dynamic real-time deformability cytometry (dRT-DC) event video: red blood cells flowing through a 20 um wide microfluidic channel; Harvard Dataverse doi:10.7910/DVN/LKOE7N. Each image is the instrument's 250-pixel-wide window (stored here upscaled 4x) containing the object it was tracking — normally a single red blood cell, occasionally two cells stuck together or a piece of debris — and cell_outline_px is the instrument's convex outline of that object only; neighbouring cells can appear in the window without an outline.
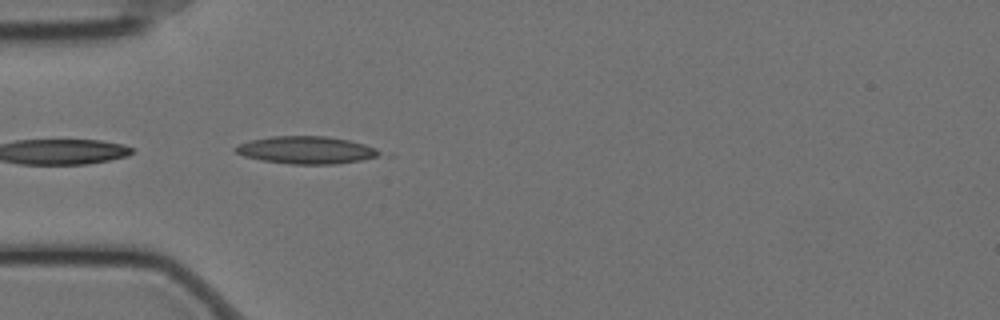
{"species": "Egyptian fruit bat (a non-hibernating species)", "species_latin": "Rousettus aegyptiacus", "temperature_condition": "cold", "stored_images_in_passage": 4, "camera_frame_rate_fps": 3000, "um_per_image_px": 0.085, "animal": {"sex": "female"}, "frame": {"image": 1, "passage_image": 1, "time_ms": 0.0, "image_size_px": [1000, 320], "cell_outline_px": [[396, 156], [336, 164], [292, 164], [260, 160], [244, 156], [236, 152], [232, 148], [240, 144], [252, 140], [272, 136], [324, 136], [348, 140], [364, 144], [376, 148]], "centroid_in_image_um": [26.23, 12.77], "position_along_channel_um": 58.8, "area_um2": 23.7}}